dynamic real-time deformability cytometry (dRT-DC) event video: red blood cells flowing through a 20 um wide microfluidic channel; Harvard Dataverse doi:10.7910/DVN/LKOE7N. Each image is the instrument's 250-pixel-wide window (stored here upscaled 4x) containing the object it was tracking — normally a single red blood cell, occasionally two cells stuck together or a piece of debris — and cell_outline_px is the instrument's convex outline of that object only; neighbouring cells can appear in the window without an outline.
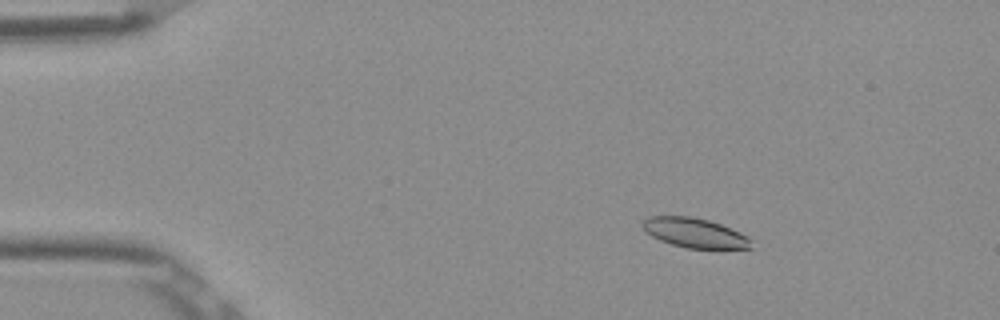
{"species": "Egyptian fruit bat (a non-hibernating species)", "species_latin": "Rousettus aegyptiacus", "temperature_condition": "room temperature", "stored_images_in_passage": 53, "camera_frame_rate_fps": 3000, "um_per_image_px": 0.085, "frame": {"image": 1, "passage_image": 9, "time_ms": 2.667, "image_size_px": [1000, 320], "cell_outline_px": [[752, 248], [688, 248], [672, 244], [660, 240], [652, 236], [640, 224], [648, 216], [692, 216], [708, 220], [720, 224], [740, 232], [748, 236], [752, 240]], "centroid_in_image_um": [59.06, 19.78], "position_along_channel_um": 25.9, "area_um2": 18.61}}
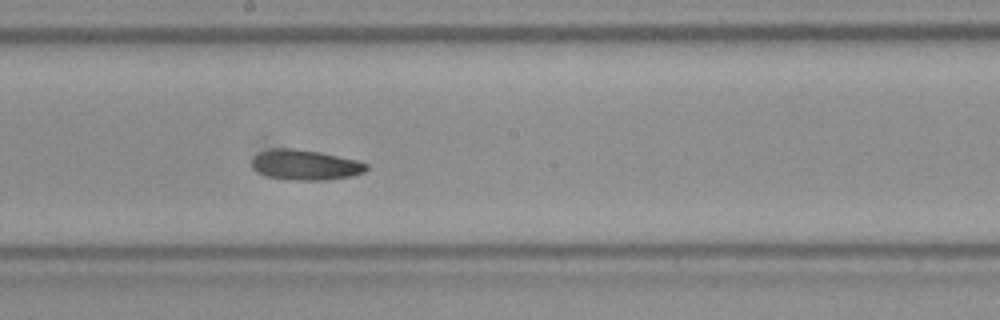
{"frame": {"image": 2, "passage_image": 30, "time_ms": 9.667, "image_size_px": [1000, 320], "cell_outline_px": [[368, 168], [364, 172], [352, 176], [328, 180], [292, 180], [268, 176], [260, 172], [252, 164], [252, 156], [260, 152], [272, 148], [292, 148], [320, 152], [356, 160], [368, 164]], "centroid_in_image_um": [25.97, 14.01], "position_along_channel_um": 222.2, "area_um2": 20.06}}
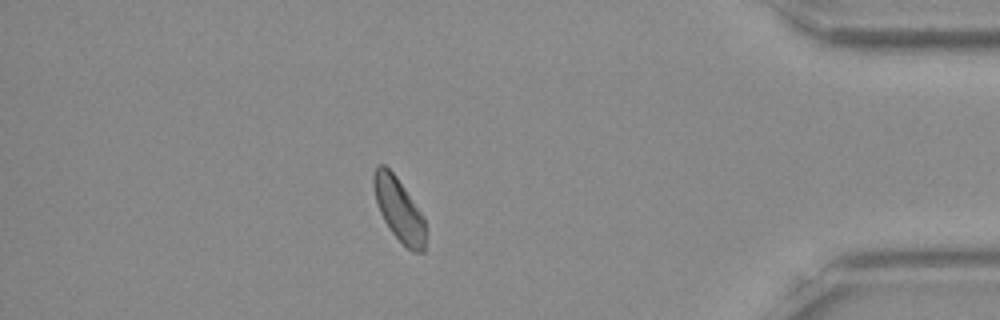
{"frame": {"image": 3, "passage_image": 47, "time_ms": 15.333, "image_size_px": [1000, 320], "cell_outline_px": [[424, 252], [412, 252], [392, 232], [384, 220], [380, 212], [376, 200], [372, 184], [372, 176], [376, 164], [384, 164], [396, 176], [424, 216]], "centroid_in_image_um": [33.88, 17.76], "position_along_channel_um": 401.3, "area_um2": 18.84}, "authors_computed_cell_mechanics": {"area_um2": 19.7676, "velocity_mm_per_s": 3.8476, "shape_relaxation_time_tau1_ms": 5.6493, "shape_relaxation_time_tau2_ms": 6.1056, "deformation_change_tau1": 0.1077, "deformation_change_tau2": 0.1107}}